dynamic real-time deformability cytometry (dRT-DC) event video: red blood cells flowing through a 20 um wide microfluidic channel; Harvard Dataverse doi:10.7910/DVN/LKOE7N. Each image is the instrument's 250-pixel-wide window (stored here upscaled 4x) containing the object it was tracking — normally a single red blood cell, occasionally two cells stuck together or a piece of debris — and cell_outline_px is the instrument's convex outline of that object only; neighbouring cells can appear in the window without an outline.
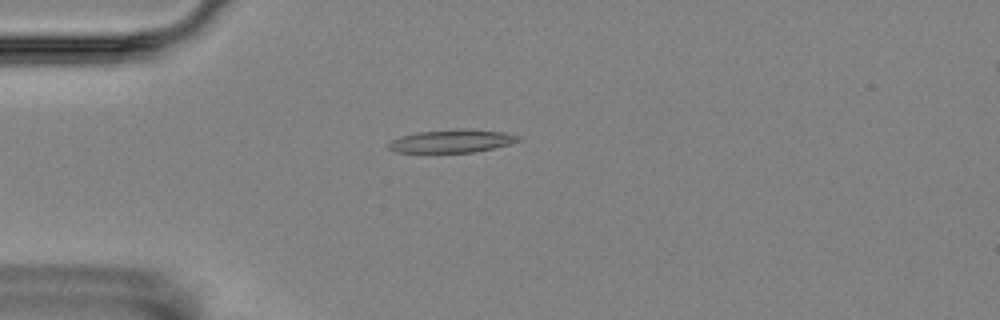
{"species": "Egyptian fruit bat (a non-hibernating species)", "species_latin": "Rousettus aegyptiacus", "temperature_condition": "room temperature", "stored_images_in_passage": 16, "camera_frame_rate_fps": 3000, "um_per_image_px": 0.085, "animal": {"sex": "female"}, "frame": {"image": 1, "passage_image": 4, "time_ms": 3.667, "image_size_px": [1000, 320], "cell_outline_px": [[524, 140], [476, 152], [396, 152], [388, 148], [388, 144], [392, 140], [400, 136], [416, 132], [456, 128], [468, 128], [504, 132], [520, 136]], "centroid_in_image_um": [38.44, 11.97], "position_along_channel_um": 46.6, "area_um2": 17.63}}
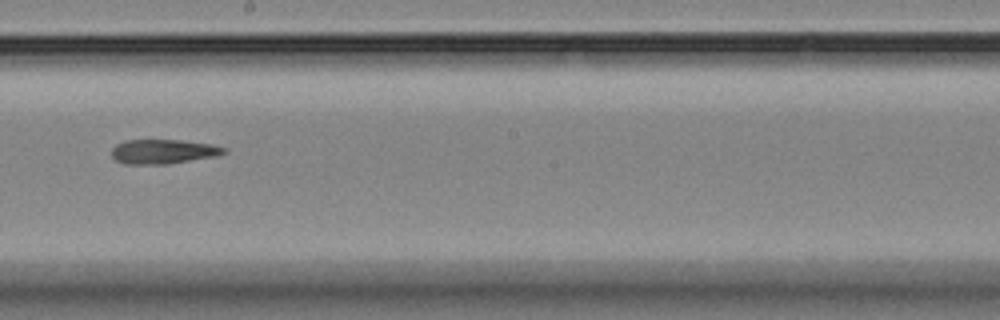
{"frame": {"image": 2, "passage_image": 9, "time_ms": 9.333, "image_size_px": [1000, 320], "cell_outline_px": [[228, 152], [220, 156], [168, 164], [124, 164], [116, 160], [112, 156], [112, 148], [116, 144], [124, 140], [180, 140], [212, 144], [228, 148]], "centroid_in_image_um": [13.93, 12.88], "position_along_channel_um": 234.3, "area_um2": 16.3}}
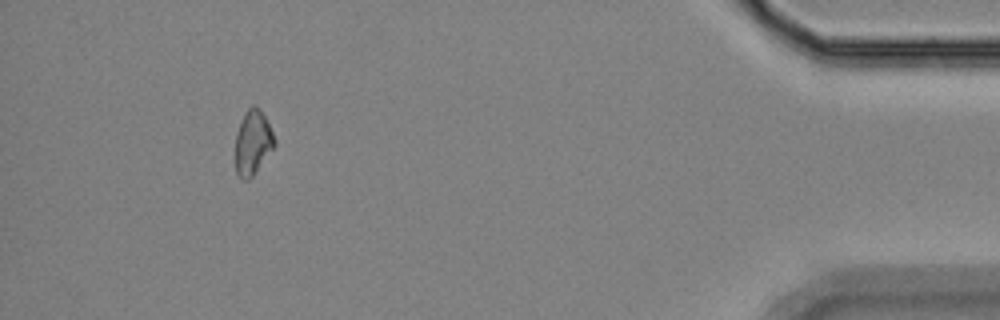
{"frame": {"image": 3, "passage_image": 15, "time_ms": 16.0, "image_size_px": [1000, 320], "cell_outline_px": [[276, 144], [252, 176], [248, 180], [244, 180], [236, 172], [236, 132], [244, 112], [252, 104], [260, 108], [276, 140]], "centroid_in_image_um": [21.48, 12.08], "position_along_channel_um": 413.7, "area_um2": 14.51}, "authors_computed_cell_mechanics": {"area_um2": 16.5019, "velocity_mm_per_s": 3.5927, "shape_relaxation_time_tau1_ms": null, "shape_relaxation_time_tau2_ms": 3.5285, "deformation_change_tau1": null, "deformation_change_tau2": 0.1483}}